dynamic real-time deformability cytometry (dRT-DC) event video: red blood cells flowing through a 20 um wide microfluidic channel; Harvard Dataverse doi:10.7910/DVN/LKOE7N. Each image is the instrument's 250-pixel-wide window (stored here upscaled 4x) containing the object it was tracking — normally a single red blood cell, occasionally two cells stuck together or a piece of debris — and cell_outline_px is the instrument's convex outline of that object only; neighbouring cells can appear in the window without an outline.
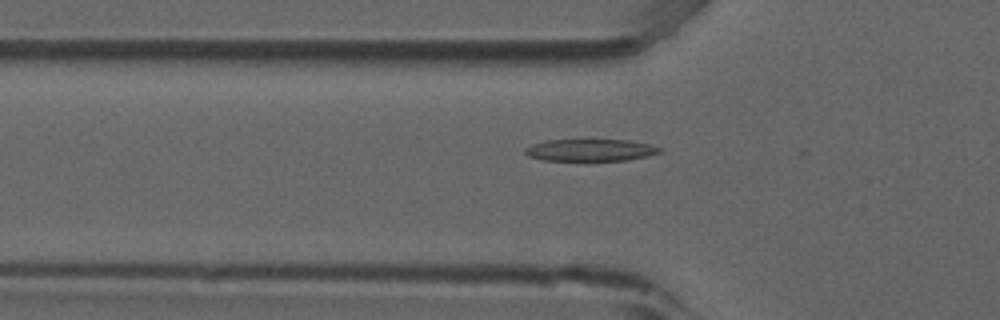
{"species": "common noctule bat (a hibernating species)", "species_latin": "Nyctalus noctula", "temperature_condition": "room temperature", "stored_images_in_passage": 40, "camera_frame_rate_fps": 3000, "um_per_image_px": 0.085, "animal": {"sex": "male", "forearm_length_mm": 52.5}, "frame": {"image": 1, "passage_image": 5, "time_ms": 1.333, "image_size_px": [1000, 320], "cell_outline_px": [[664, 148], [660, 152], [644, 156], [624, 160], [544, 160], [528, 156], [524, 152], [524, 148], [532, 144], [548, 140], [588, 136], [628, 140], [648, 144]], "centroid_in_image_um": [50.14, 12.69], "position_along_channel_um": 75.7, "area_um2": 18.15}}
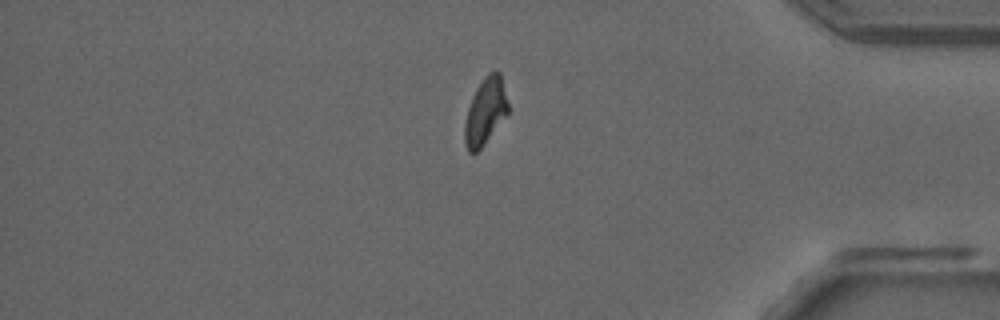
{"frame": {"image": 2, "passage_image": 32, "time_ms": 10.333, "image_size_px": [1000, 320], "cell_outline_px": [[508, 112], [484, 144], [476, 152], [468, 152], [464, 140], [464, 124], [468, 108], [472, 96], [476, 88], [484, 76], [488, 72], [496, 68], [500, 72], [508, 104]], "centroid_in_image_um": [41.24, 9.42], "position_along_channel_um": 394.0, "area_um2": 16.76}}
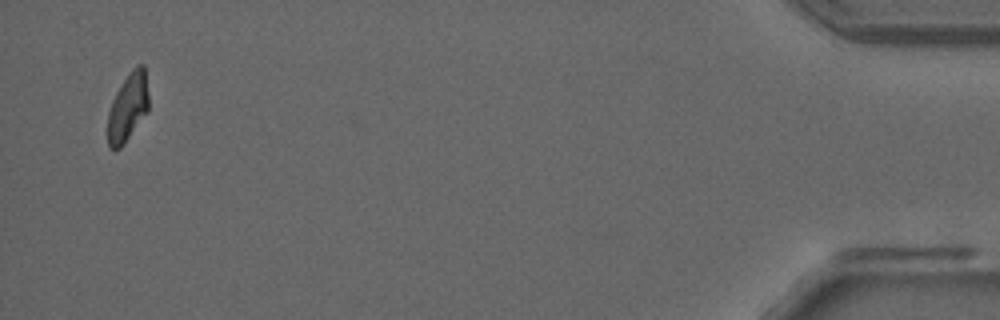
{"frame": {"image": 3, "passage_image": 39, "time_ms": 12.667, "image_size_px": [1000, 320], "cell_outline_px": [[148, 112], [124, 144], [120, 148], [108, 148], [108, 112], [112, 100], [116, 92], [132, 68], [136, 64], [144, 64], [148, 96]], "centroid_in_image_um": [10.87, 9.12], "position_along_channel_um": 424.3, "area_um2": 16.24}, "authors_computed_cell_mechanics": {"area_um2": 17.1088, "velocity_mm_per_s": 3.8497, "shape_relaxation_time_tau1_ms": 9.6481, "shape_relaxation_time_tau2_ms": 5.3316, "deformation_change_tau1": 0.2343, "deformation_change_tau2": 0.1055}}